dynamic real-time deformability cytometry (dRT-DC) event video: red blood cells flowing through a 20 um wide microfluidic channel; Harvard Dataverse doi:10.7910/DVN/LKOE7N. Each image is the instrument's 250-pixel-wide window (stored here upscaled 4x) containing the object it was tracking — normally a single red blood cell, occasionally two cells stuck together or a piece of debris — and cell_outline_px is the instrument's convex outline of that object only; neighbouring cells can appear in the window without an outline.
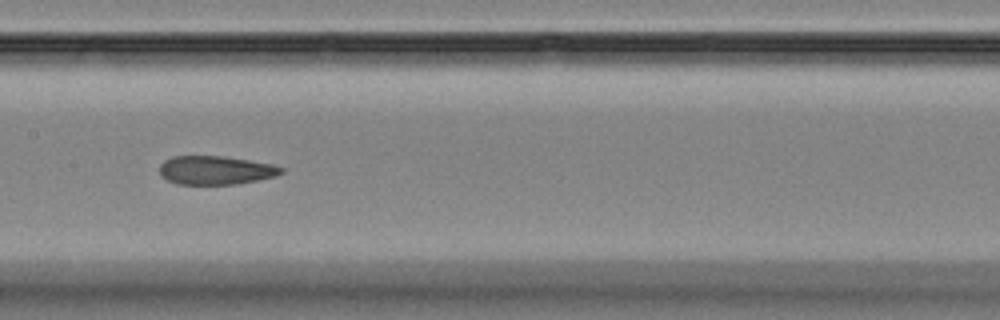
{"species": "Egyptian fruit bat (a non-hibernating species)", "species_latin": "Rousettus aegyptiacus", "temperature_condition": "room temperature", "stored_images_in_passage": 6, "camera_frame_rate_fps": 3000, "um_per_image_px": 0.085, "animal": {"sex": "female"}, "frame": {"image": 1, "passage_image": 4, "time_ms": 3.667, "image_size_px": [1000, 320], "cell_outline_px": [[284, 172], [276, 176], [236, 184], [176, 184], [160, 176], [160, 164], [164, 160], [172, 156], [220, 156], [248, 160], [272, 164], [284, 168]], "centroid_in_image_um": [18.31, 14.47], "position_along_channel_um": 189.1, "area_um2": 20.29}}
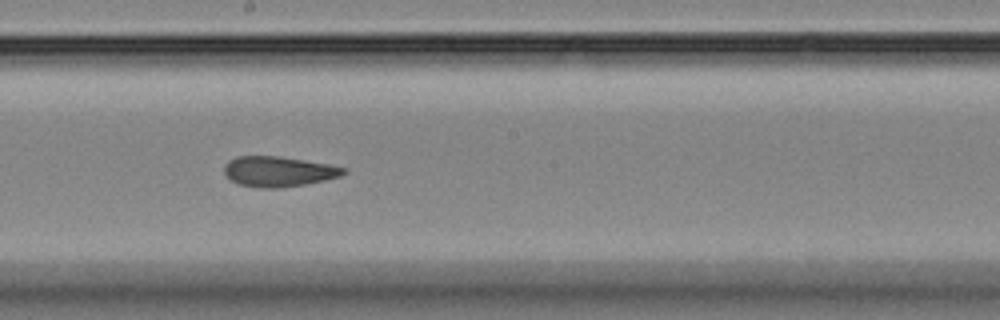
{"frame": {"image": 2, "passage_image": 5, "time_ms": 4.667, "image_size_px": [1000, 320], "cell_outline_px": [[348, 172], [340, 176], [324, 180], [304, 184], [276, 188], [260, 188], [240, 184], [232, 180], [224, 172], [224, 164], [228, 160], [236, 156], [276, 156], [304, 160], [328, 164], [348, 168]], "centroid_in_image_um": [23.68, 14.57], "position_along_channel_um": 224.5, "area_um2": 20.92}}
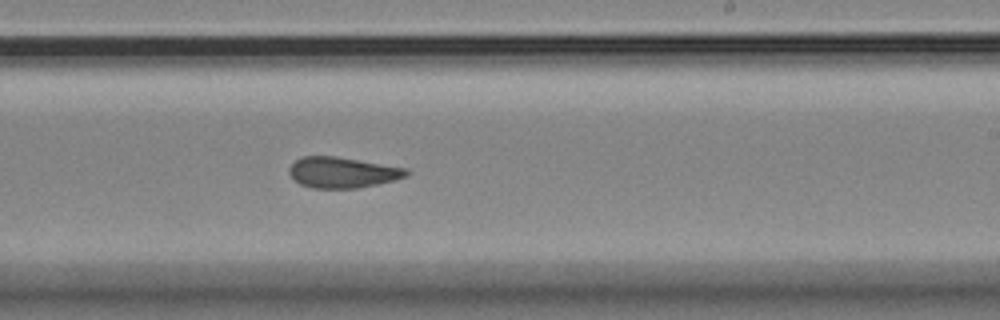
{"frame": {"image": 3, "passage_image": 6, "time_ms": 5.667, "image_size_px": [1000, 320], "cell_outline_px": [[408, 176], [396, 180], [356, 188], [312, 188], [300, 184], [292, 180], [288, 172], [288, 168], [296, 160], [304, 156], [336, 156], [408, 168]], "centroid_in_image_um": [29.09, 14.66], "position_along_channel_um": 259.9, "area_um2": 21.15}}